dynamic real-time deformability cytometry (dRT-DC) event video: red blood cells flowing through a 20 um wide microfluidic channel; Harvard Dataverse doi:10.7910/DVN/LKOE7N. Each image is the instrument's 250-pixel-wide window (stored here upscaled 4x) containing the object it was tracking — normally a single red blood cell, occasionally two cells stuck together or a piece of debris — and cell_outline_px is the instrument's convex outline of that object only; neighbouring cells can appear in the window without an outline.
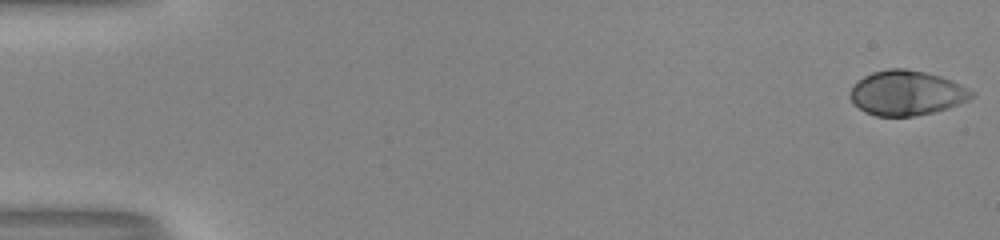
{"species": "human", "species_latin": "Homo sapiens", "temperature_condition": "room temperature", "stored_images_in_passage": 53, "camera_frame_rate_fps": 3000, "um_per_image_px": 0.085, "donor": {"sex": "male"}, "frame": {"image": 1, "passage_image": 1, "time_ms": 0.0, "image_size_px": [1000, 240], "cell_outline_px": [[976, 96], [960, 104], [948, 108], [932, 112], [912, 116], [876, 116], [864, 112], [848, 96], [848, 92], [864, 76], [872, 72], [888, 68], [904, 68], [924, 72], [940, 76], [952, 80], [976, 92]], "centroid_in_image_um": [77.09, 7.9], "position_along_channel_um": 7.9, "area_um2": 31.73}}
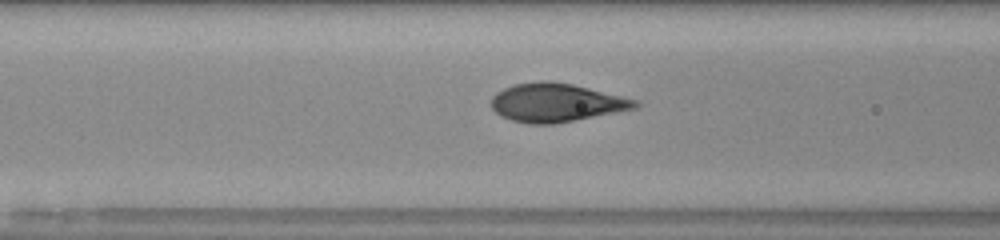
{"frame": {"image": 2, "passage_image": 23, "time_ms": 7.333, "image_size_px": [1000, 240], "cell_outline_px": [[640, 104], [636, 108], [556, 124], [532, 124], [512, 120], [500, 116], [492, 108], [492, 96], [496, 92], [504, 88], [516, 84], [540, 80], [548, 80], [572, 84], [640, 100]], "centroid_in_image_um": [47.29, 8.72], "position_along_channel_um": 119.3, "area_um2": 32.31}}
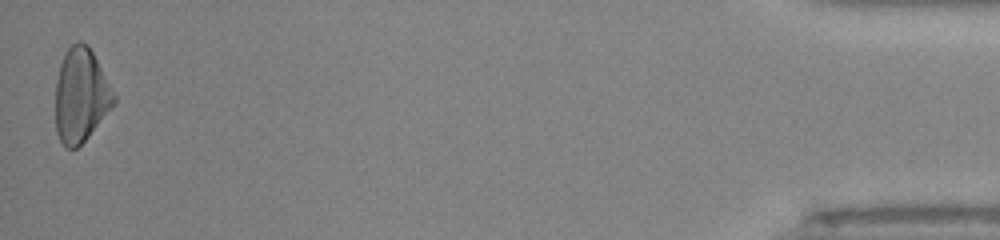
{"frame": {"image": 3, "passage_image": 53, "time_ms": 17.333, "image_size_px": [1000, 240], "cell_outline_px": [[116, 104], [88, 136], [76, 148], [64, 148], [56, 132], [56, 80], [60, 64], [64, 52], [76, 40], [80, 40], [88, 44], [116, 96]], "centroid_in_image_um": [6.87, 8.09], "position_along_channel_um": 428.3, "area_um2": 32.02}, "authors_computed_cell_mechanics": {"area_um2": 31.7322, "velocity_mm_per_s": 4.017, "shape_relaxation_time_tau1_ms": 4.0469, "shape_relaxation_time_tau2_ms": null, "deformation_change_tau1": 0.2153, "deformation_change_tau2": null}}